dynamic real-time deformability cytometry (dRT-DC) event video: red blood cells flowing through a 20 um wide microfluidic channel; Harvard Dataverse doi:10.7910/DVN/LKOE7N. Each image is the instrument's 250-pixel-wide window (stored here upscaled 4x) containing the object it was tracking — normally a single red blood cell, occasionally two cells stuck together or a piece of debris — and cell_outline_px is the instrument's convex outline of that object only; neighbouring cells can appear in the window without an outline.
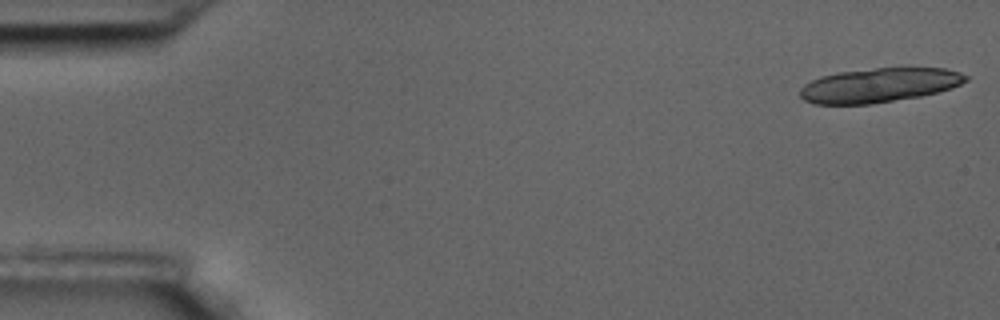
{"species": "common noctule bat (a hibernating species)", "species_latin": "Nyctalus noctula", "temperature_condition": "room temperature", "stored_images_in_passage": 20, "camera_frame_rate_fps": 3000, "um_per_image_px": 0.085, "animal": {"sex": "male", "body_mass_g": 17.5, "forearm_length_mm": 52.3}, "frame": {"image": 1, "passage_image": 1, "time_ms": 0.0, "image_size_px": [1000, 320], "cell_outline_px": [[968, 80], [952, 88], [920, 96], [868, 104], [812, 104], [804, 100], [800, 96], [800, 88], [804, 84], [820, 76], [836, 72], [876, 68], [944, 68], [960, 72], [968, 76]], "centroid_in_image_um": [74.7, 7.24], "position_along_channel_um": 10.3, "area_um2": 33.06}}